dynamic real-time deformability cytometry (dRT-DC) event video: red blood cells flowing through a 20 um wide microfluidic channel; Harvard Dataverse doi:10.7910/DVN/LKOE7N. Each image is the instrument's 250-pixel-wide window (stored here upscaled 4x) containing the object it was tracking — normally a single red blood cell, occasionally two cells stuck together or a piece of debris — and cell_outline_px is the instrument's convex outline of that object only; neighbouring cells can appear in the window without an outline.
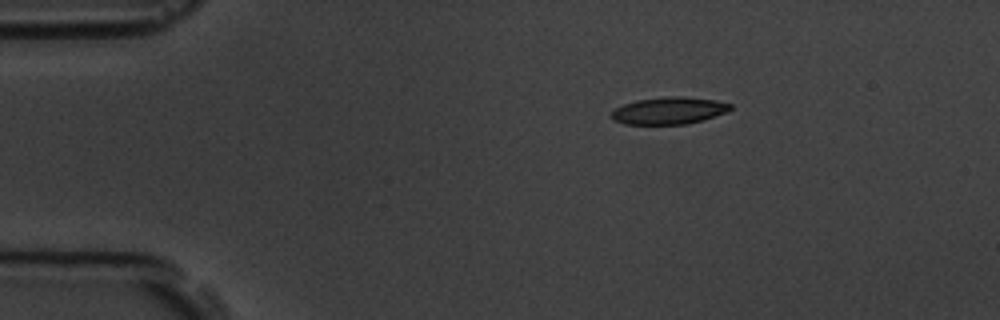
{"species": "common noctule bat (a hibernating species)", "species_latin": "Nyctalus noctula", "temperature_condition": "room temperature", "stored_images_in_passage": 4, "camera_frame_rate_fps": 3000, "um_per_image_px": 0.085, "animal": {"sex": "male", "body_mass_g": 19.5, "forearm_length_mm": 54.6}, "frame": {"image": 1, "passage_image": 1, "time_ms": 0.0, "image_size_px": [1000, 320], "cell_outline_px": [[732, 108], [728, 112], [704, 120], [688, 124], [624, 124], [612, 120], [612, 112], [616, 108], [624, 104], [636, 100], [664, 96], [680, 96], [716, 100], [732, 104]], "centroid_in_image_um": [56.89, 9.4], "position_along_channel_um": 28.1, "area_um2": 18.96}}